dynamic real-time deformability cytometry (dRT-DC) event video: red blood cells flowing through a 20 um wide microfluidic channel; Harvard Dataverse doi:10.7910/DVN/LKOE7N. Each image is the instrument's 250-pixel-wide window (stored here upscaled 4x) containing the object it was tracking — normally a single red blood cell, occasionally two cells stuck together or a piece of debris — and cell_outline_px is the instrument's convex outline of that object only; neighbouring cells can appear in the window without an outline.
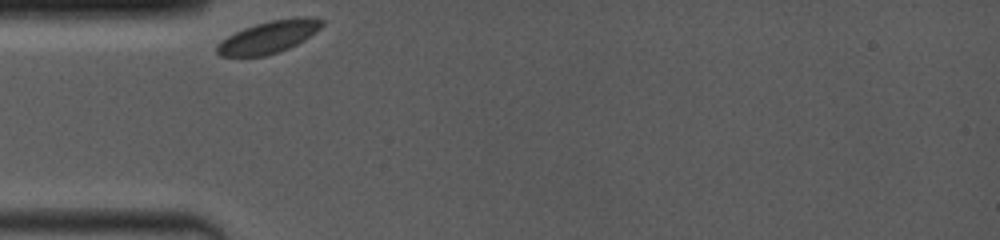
{"species": "common noctule bat (a hibernating species)", "species_latin": "Nyctalus noctula", "temperature_condition": "room temperature", "stored_images_in_passage": 37, "camera_frame_rate_fps": 4000, "um_per_image_px": 0.085, "animal": {"sex": "female", "body_mass_g": 19.0, "forearm_length_mm": 53.3}, "frame": {"image": 1, "passage_image": 1, "time_ms": 0.0, "image_size_px": [1000, 240], "cell_outline_px": [[324, 24], [316, 32], [304, 40], [288, 48], [264, 56], [220, 56], [216, 52], [216, 44], [220, 40], [244, 28], [256, 24], [272, 20], [300, 16], [308, 16], [324, 20]], "centroid_in_image_um": [22.85, 3.13], "position_along_channel_um": 62.2, "area_um2": 19.65}}
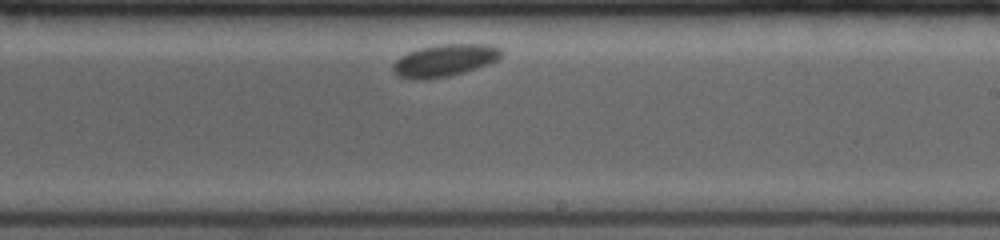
{"frame": {"image": 2, "passage_image": 21, "time_ms": 5.5, "image_size_px": [1000, 240], "cell_outline_px": [[500, 56], [496, 60], [464, 72], [448, 76], [424, 80], [412, 80], [396, 76], [392, 72], [392, 64], [400, 56], [408, 52], [420, 48], [440, 44], [492, 44], [500, 48]], "centroid_in_image_um": [37.71, 5.14], "position_along_channel_um": 251.3, "area_um2": 20.35}}
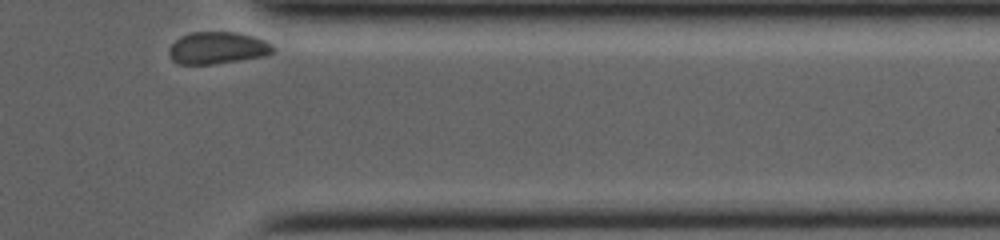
{"frame": {"image": 3, "passage_image": 37, "time_ms": 9.5, "image_size_px": [1000, 240], "cell_outline_px": [[276, 48], [272, 52], [264, 56], [208, 64], [176, 64], [172, 60], [168, 52], [168, 48], [180, 36], [192, 32], [236, 32], [252, 36], [264, 40], [272, 44]], "centroid_in_image_um": [18.46, 4.06], "position_along_channel_um": 392.9, "area_um2": 19.31}}